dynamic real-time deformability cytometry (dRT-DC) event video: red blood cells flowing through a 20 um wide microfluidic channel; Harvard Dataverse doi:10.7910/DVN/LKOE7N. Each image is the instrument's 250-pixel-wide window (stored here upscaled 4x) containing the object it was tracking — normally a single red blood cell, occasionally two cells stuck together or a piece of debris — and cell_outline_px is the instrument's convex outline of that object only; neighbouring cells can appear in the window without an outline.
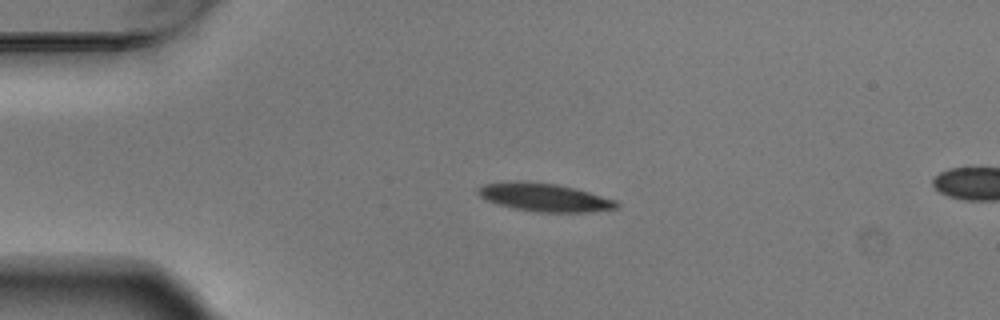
{"species": "Egyptian fruit bat (a non-hibernating species)", "species_latin": "Rousettus aegyptiacus", "temperature_condition": "warm", "stored_images_in_passage": 3, "segment_of_instrument_passage": [1, 2], "camera_frame_rate_fps": 3000, "um_per_image_px": 0.085, "animal": {"sex": "male"}, "frame": {"image": 1, "passage_image": 1, "time_ms": 0.0, "image_size_px": [1000, 320], "cell_outline_px": [[620, 204], [616, 208], [592, 212], [536, 212], [512, 208], [488, 200], [480, 196], [476, 192], [476, 188], [484, 184], [556, 184], [588, 192], [616, 200]], "centroid_in_image_um": [46.36, 16.83], "position_along_channel_um": 38.6, "area_um2": 21.56}}